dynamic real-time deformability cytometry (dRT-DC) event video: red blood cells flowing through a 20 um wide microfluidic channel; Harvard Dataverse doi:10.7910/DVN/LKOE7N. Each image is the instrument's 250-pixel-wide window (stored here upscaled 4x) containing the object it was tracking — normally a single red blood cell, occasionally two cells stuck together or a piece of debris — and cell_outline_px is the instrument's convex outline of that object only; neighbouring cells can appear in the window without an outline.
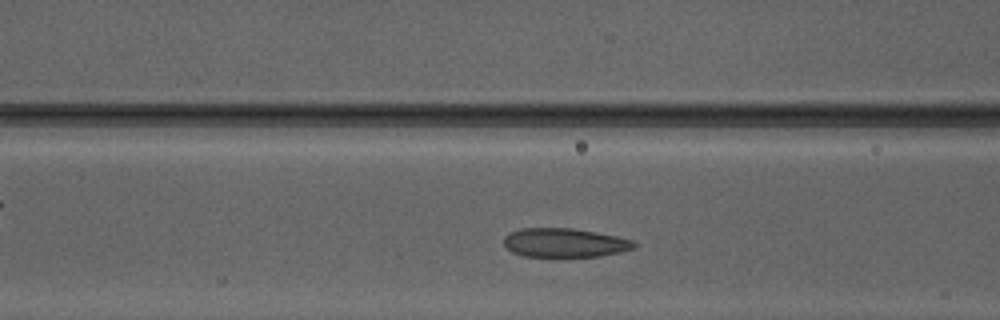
{"species": "Egyptian fruit bat (a non-hibernating species)", "species_latin": "Rousettus aegyptiacus", "temperature_condition": "warm", "stored_images_in_passage": 25, "camera_frame_rate_fps": 3000, "um_per_image_px": 0.085, "animal": {"sex": "male"}, "frame": {"image": 1, "passage_image": 5, "time_ms": 1.333, "image_size_px": [1000, 320], "cell_outline_px": [[636, 248], [620, 252], [600, 256], [524, 256], [512, 252], [504, 244], [504, 236], [508, 232], [520, 228], [572, 228], [596, 232], [616, 236], [632, 240], [636, 244]], "centroid_in_image_um": [47.98, 20.62], "position_along_channel_um": 118.6, "area_um2": 21.96}}
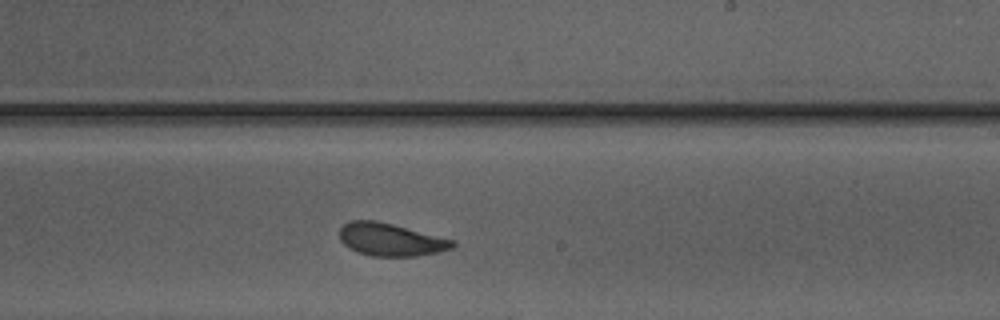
{"frame": {"image": 2, "passage_image": 15, "time_ms": 4.667, "image_size_px": [1000, 320], "cell_outline_px": [[456, 244], [452, 248], [436, 252], [416, 256], [372, 256], [348, 248], [340, 240], [340, 228], [348, 220], [376, 220], [456, 240]], "centroid_in_image_um": [33.2, 20.35], "position_along_channel_um": 255.8, "area_um2": 21.5}}
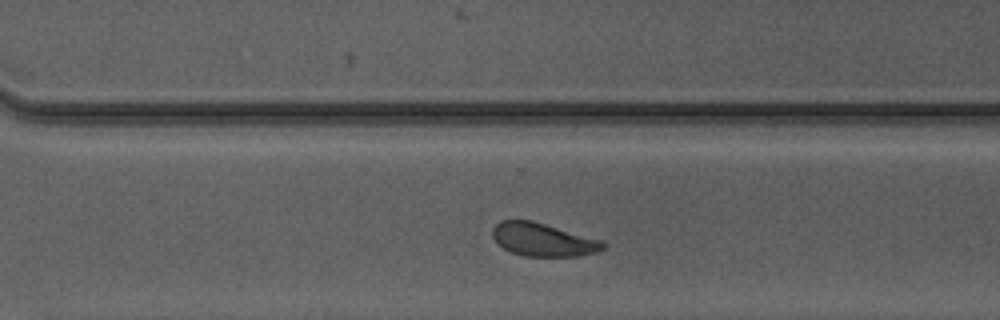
{"frame": {"image": 3, "passage_image": 20, "time_ms": 6.333, "image_size_px": [1000, 320], "cell_outline_px": [[608, 244], [604, 248], [596, 252], [580, 256], [524, 256], [512, 252], [496, 244], [492, 236], [492, 228], [500, 220], [532, 220], [604, 240]], "centroid_in_image_um": [46.18, 20.36], "position_along_channel_um": 324.4, "area_um2": 21.68}, "authors_computed_cell_mechanics": {"area_um2": 21.675, "velocity_mm_per_s": 4.1249, "shape_relaxation_time_tau1_ms": 9.4507, "shape_relaxation_time_tau2_ms": 0.9456, "deformation_change_tau1": 0.1791, "deformation_change_tau2": 0.0667}}